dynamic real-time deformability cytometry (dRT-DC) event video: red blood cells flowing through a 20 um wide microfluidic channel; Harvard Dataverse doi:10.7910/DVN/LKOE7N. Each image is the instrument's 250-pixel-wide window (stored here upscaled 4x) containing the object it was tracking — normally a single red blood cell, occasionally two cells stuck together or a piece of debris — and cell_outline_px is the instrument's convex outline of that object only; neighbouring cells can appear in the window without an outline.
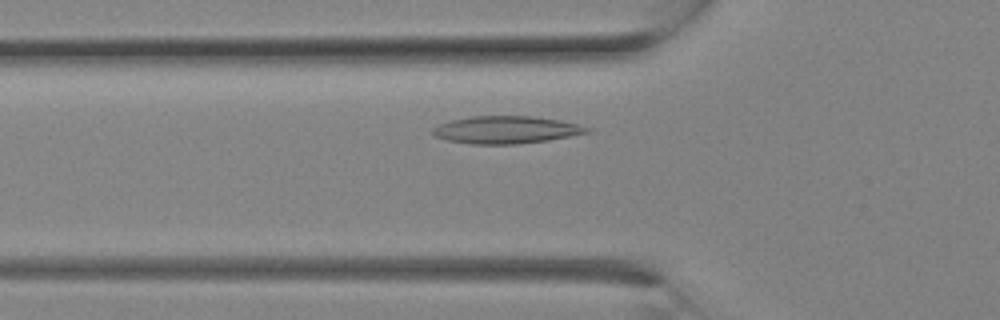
{"species": "Egyptian fruit bat (a non-hibernating species)", "species_latin": "Rousettus aegyptiacus", "temperature_condition": "room temperature", "stored_images_in_passage": 6, "camera_frame_rate_fps": 3000, "um_per_image_px": 0.085, "animal": {"sex": "female"}, "frame": {"image": 1, "passage_image": 2, "time_ms": 0.333, "image_size_px": [1000, 320], "cell_outline_px": [[592, 132], [548, 140], [516, 144], [472, 144], [448, 140], [436, 136], [432, 132], [432, 128], [440, 124], [452, 120], [472, 116], [532, 116], [560, 120], [592, 128]], "centroid_in_image_um": [43.05, 11.03], "position_along_channel_um": 82.7, "area_um2": 24.57}}
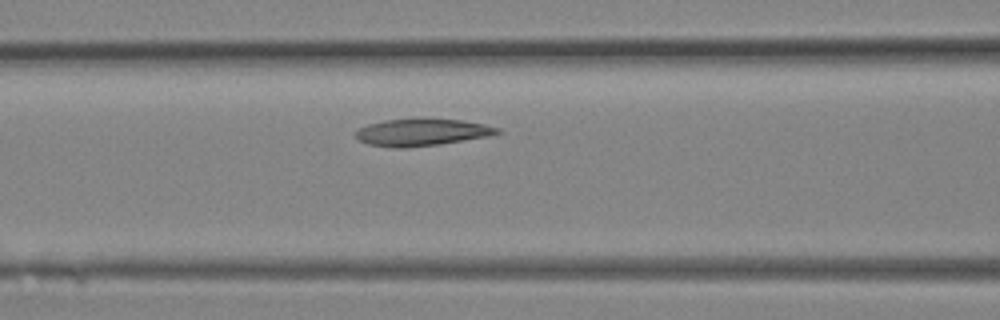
{"frame": {"image": 2, "passage_image": 4, "time_ms": 1.0, "image_size_px": [1000, 320], "cell_outline_px": [[504, 132], [488, 136], [440, 144], [408, 148], [396, 148], [368, 144], [360, 140], [356, 136], [356, 132], [360, 128], [368, 124], [384, 120], [464, 120], [484, 124], [500, 128]], "centroid_in_image_um": [35.9, 11.26], "position_along_channel_um": 130.7, "area_um2": 21.91}}
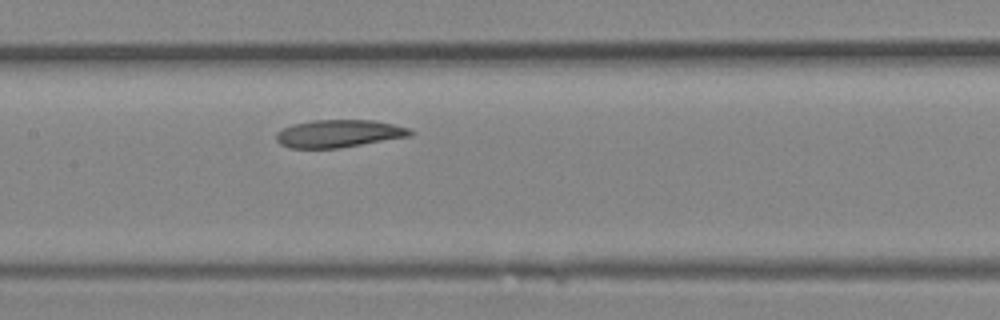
{"frame": {"image": 3, "passage_image": 6, "time_ms": 1.667, "image_size_px": [1000, 320], "cell_outline_px": [[416, 132], [412, 136], [340, 148], [288, 148], [280, 144], [276, 140], [276, 132], [292, 124], [312, 120], [372, 120], [392, 124], [408, 128]], "centroid_in_image_um": [28.8, 11.36], "position_along_channel_um": 178.6, "area_um2": 21.73}}